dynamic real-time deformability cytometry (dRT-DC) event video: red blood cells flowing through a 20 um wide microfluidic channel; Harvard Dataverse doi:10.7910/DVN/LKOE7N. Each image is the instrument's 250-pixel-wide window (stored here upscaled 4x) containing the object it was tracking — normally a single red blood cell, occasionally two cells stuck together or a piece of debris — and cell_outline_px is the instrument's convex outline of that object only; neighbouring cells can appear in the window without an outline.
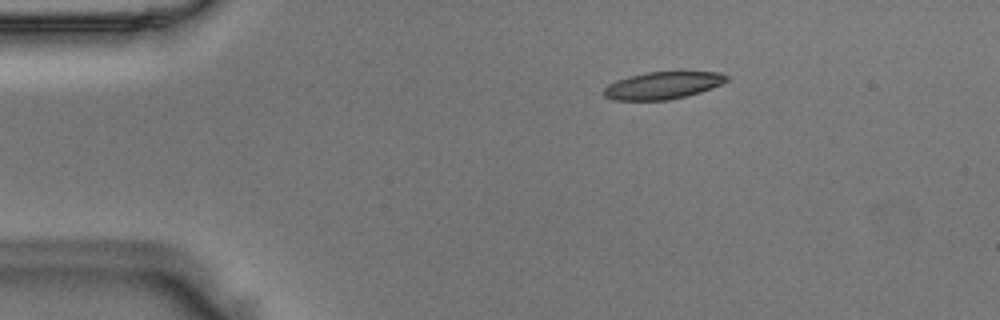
{"species": "Egyptian fruit bat (a non-hibernating species)", "species_latin": "Rousettus aegyptiacus", "temperature_condition": "room temperature", "stored_images_in_passage": 43, "camera_frame_rate_fps": 3000, "um_per_image_px": 0.085, "animal": {"sex": "male"}, "frame": {"image": 1, "passage_image": 2, "time_ms": 0.333, "image_size_px": [1000, 320], "cell_outline_px": [[728, 80], [712, 88], [700, 92], [668, 100], [612, 100], [604, 96], [604, 88], [608, 84], [616, 80], [628, 76], [644, 72], [720, 72], [728, 76]], "centroid_in_image_um": [56.3, 7.26], "position_along_channel_um": 28.7, "area_um2": 19.48}}
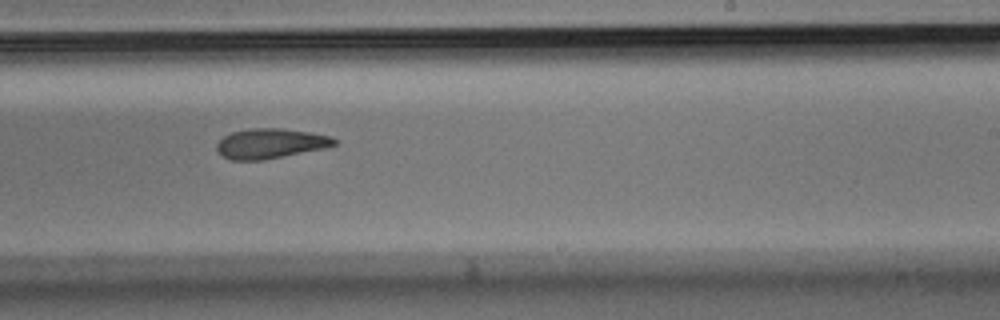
{"frame": {"image": 2, "passage_image": 24, "time_ms": 7.667, "image_size_px": [1000, 320], "cell_outline_px": [[336, 144], [324, 148], [260, 160], [232, 160], [224, 156], [216, 148], [216, 144], [224, 136], [232, 132], [252, 128], [280, 128], [308, 132], [332, 136], [336, 140]], "centroid_in_image_um": [22.98, 12.18], "position_along_channel_um": 266.0, "area_um2": 20.11}}
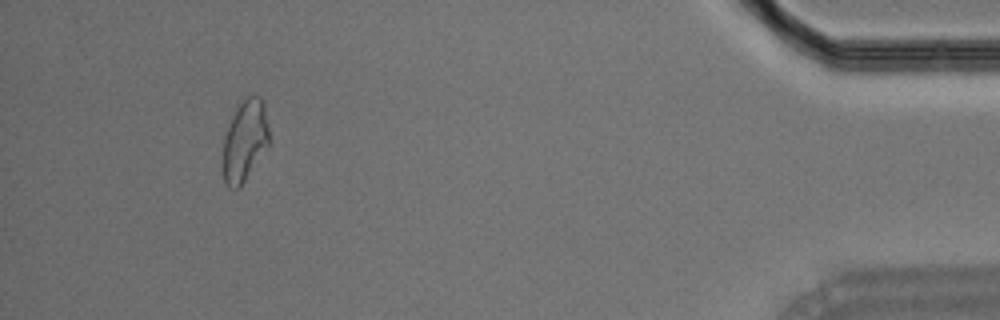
{"frame": {"image": 3, "passage_image": 40, "time_ms": 13.0, "image_size_px": [1000, 320], "cell_outline_px": [[268, 144], [240, 188], [228, 188], [224, 184], [224, 136], [232, 116], [236, 108], [248, 96], [260, 96], [264, 100], [268, 128]], "centroid_in_image_um": [20.81, 11.95], "position_along_channel_um": 414.4, "area_um2": 21.44}}